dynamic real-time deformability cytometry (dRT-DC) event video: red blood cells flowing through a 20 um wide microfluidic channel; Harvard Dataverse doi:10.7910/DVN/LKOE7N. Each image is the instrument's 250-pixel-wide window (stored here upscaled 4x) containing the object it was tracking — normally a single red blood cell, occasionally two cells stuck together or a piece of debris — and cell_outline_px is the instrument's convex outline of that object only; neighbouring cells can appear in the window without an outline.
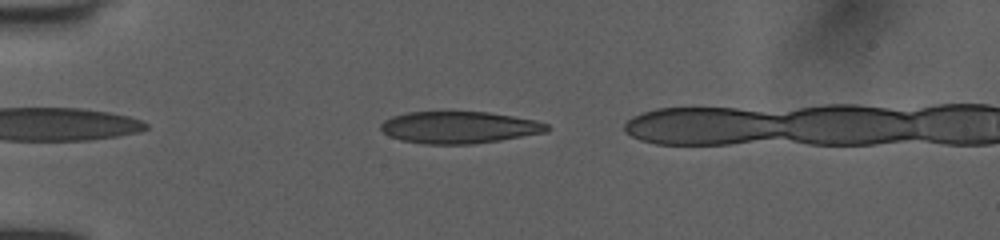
{"species": "human", "species_latin": "Homo sapiens", "temperature_condition": "room temperature", "stored_images_in_passage": 38, "camera_frame_rate_fps": 3000, "um_per_image_px": 0.085, "donor": {"sex": "female"}, "frame": {"image": 1, "passage_image": 5, "time_ms": 1.333, "image_size_px": [1000, 240], "cell_outline_px": [[548, 132], [500, 140], [472, 144], [424, 144], [400, 140], [388, 136], [380, 128], [380, 124], [384, 120], [392, 116], [408, 112], [488, 112], [536, 120], [548, 124]], "centroid_in_image_um": [39.01, 10.83], "position_along_channel_um": 46.0, "area_um2": 30.98}}
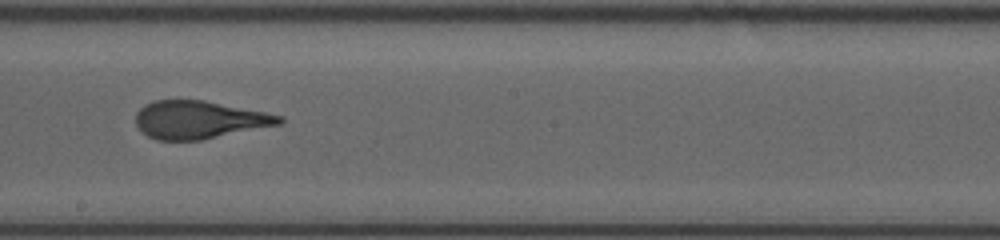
{"frame": {"image": 2, "passage_image": 21, "time_ms": 6.667, "image_size_px": [1000, 240], "cell_outline_px": [[284, 120], [280, 124], [200, 140], [156, 140], [140, 132], [136, 124], [136, 112], [144, 104], [152, 100], [204, 100], [284, 116]], "centroid_in_image_um": [16.88, 10.18], "position_along_channel_um": 231.3, "area_um2": 31.62}}
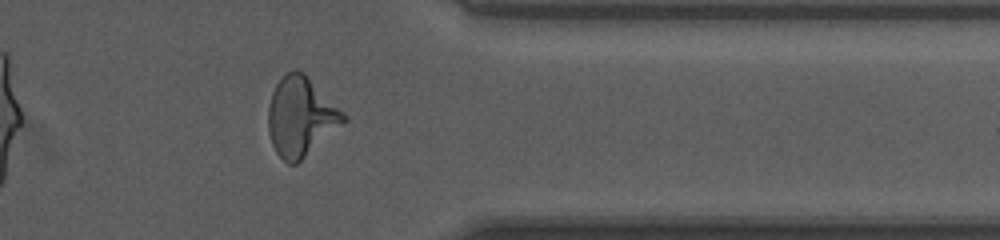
{"frame": {"image": 3, "passage_image": 33, "time_ms": 10.667, "image_size_px": [1000, 240], "cell_outline_px": [[348, 120], [344, 124], [296, 164], [288, 164], [276, 152], [272, 144], [268, 128], [268, 104], [272, 92], [276, 84], [292, 68], [296, 68], [304, 72], [348, 116]], "centroid_in_image_um": [25.58, 9.9], "position_along_channel_um": 385.8, "area_um2": 34.8}, "authors_computed_cell_mechanics": {"area_um2": 32.4258, "velocity_mm_per_s": 4.0465, "shape_relaxation_time_tau1_ms": 4.999, "shape_relaxation_time_tau2_ms": 0.7275, "deformation_change_tau1": 0.2199, "deformation_change_tau2": 0.0828}}